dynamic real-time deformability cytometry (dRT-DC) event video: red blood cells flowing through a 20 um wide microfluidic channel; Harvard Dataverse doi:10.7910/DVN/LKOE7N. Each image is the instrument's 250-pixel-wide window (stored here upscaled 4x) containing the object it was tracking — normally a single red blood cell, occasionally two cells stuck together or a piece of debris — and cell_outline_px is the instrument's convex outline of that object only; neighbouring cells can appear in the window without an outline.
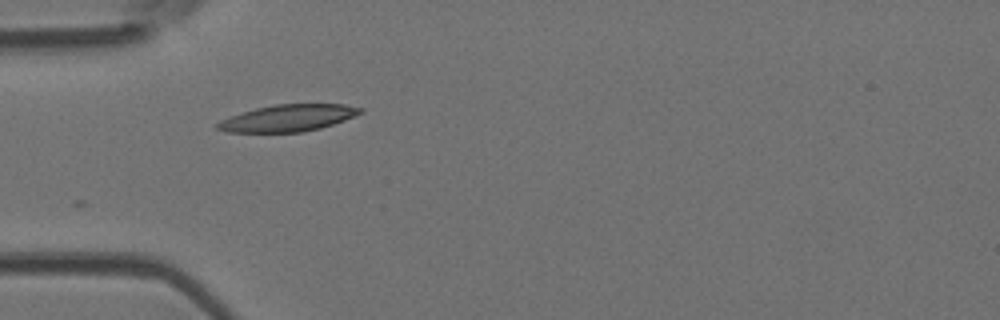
{"species": "Egyptian fruit bat (a non-hibernating species)", "species_latin": "Rousettus aegyptiacus", "temperature_condition": "room temperature", "stored_images_in_passage": 6, "camera_frame_rate_fps": 3000, "um_per_image_px": 0.085, "animal": {"sex": "female"}, "frame": {"image": 1, "passage_image": 4, "time_ms": 1.0, "image_size_px": [1000, 320], "cell_outline_px": [[364, 112], [356, 116], [320, 128], [304, 132], [228, 132], [216, 128], [212, 124], [220, 120], [256, 108], [276, 104], [344, 104], [364, 108]], "centroid_in_image_um": [24.5, 10.03], "position_along_channel_um": 60.5, "area_um2": 22.31}}
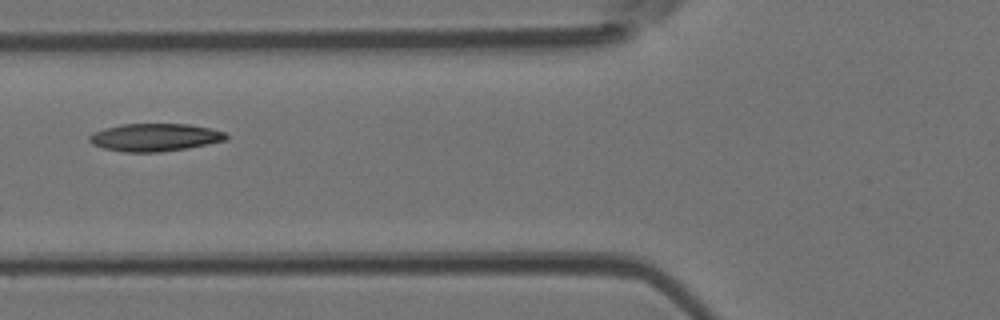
{"frame": {"image": 2, "passage_image": 5, "time_ms": 1.333, "image_size_px": [1000, 320], "cell_outline_px": [[228, 140], [188, 148], [160, 152], [124, 152], [104, 148], [92, 144], [88, 140], [88, 136], [92, 132], [104, 128], [120, 124], [188, 124], [208, 128], [224, 132], [228, 136]], "centroid_in_image_um": [13.13, 11.67], "position_along_channel_um": 112.7, "area_um2": 22.2}}
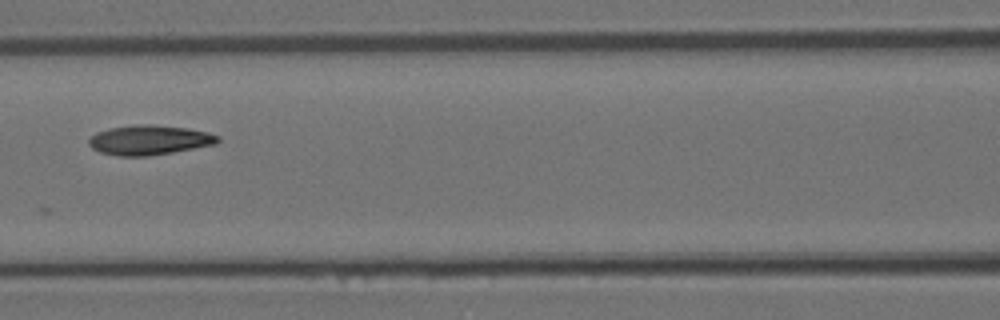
{"frame": {"image": 3, "passage_image": 6, "time_ms": 1.667, "image_size_px": [1000, 320], "cell_outline_px": [[220, 140], [216, 144], [172, 152], [148, 156], [120, 156], [100, 152], [92, 148], [88, 144], [88, 140], [96, 132], [108, 128], [136, 124], [148, 124], [184, 128], [208, 132], [220, 136]], "centroid_in_image_um": [12.67, 11.9], "position_along_channel_um": 153.9, "area_um2": 22.25}}